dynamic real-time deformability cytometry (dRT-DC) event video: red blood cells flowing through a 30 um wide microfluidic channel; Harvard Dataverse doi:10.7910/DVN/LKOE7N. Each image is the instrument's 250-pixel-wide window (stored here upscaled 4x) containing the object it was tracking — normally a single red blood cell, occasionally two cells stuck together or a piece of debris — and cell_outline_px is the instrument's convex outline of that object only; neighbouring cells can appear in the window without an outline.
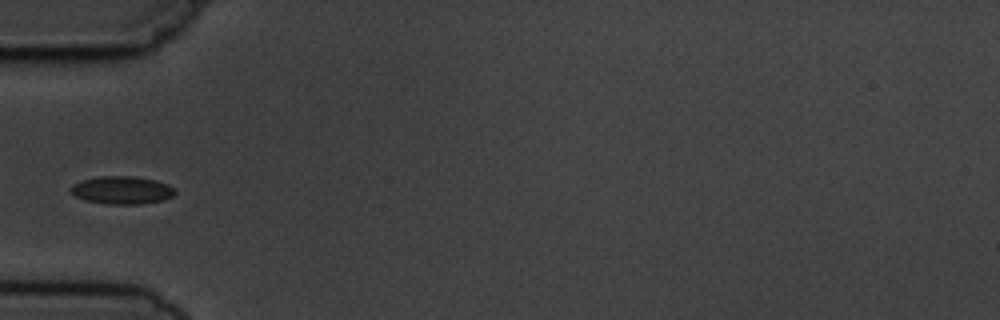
{"species": "common noctule bat (a hibernating species)", "species_latin": "Nyctalus noctula", "temperature_condition": "cold", "stored_images_in_passage": 6, "camera_frame_rate_fps": 3000, "um_per_image_px": 0.085, "animal": {"sex": "male", "body_mass_g": 19.5, "forearm_length_mm": 54.6}, "frame": {"image": 1, "passage_image": 4, "time_ms": 3.667, "image_size_px": [1000, 320], "cell_outline_px": [[176, 192], [172, 196], [164, 200], [140, 204], [108, 204], [88, 200], [76, 196], [68, 188], [72, 184], [80, 180], [100, 176], [136, 176], [156, 180], [168, 184], [176, 188]], "centroid_in_image_um": [10.39, 16.15], "position_along_channel_um": 74.6, "area_um2": 17.05}}
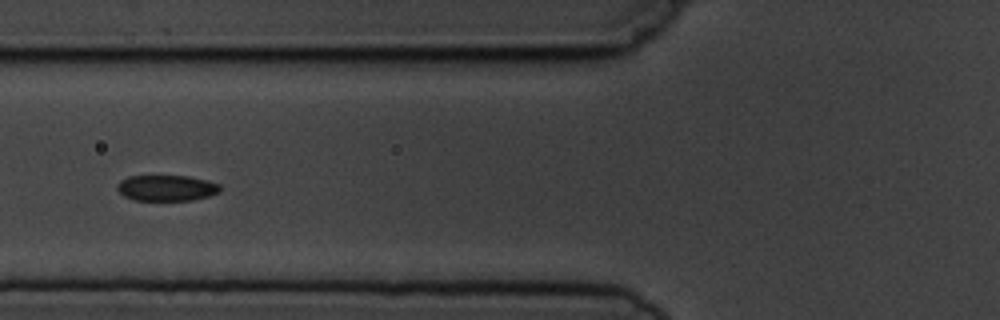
{"frame": {"image": 2, "passage_image": 5, "time_ms": 4.667, "image_size_px": [1000, 320], "cell_outline_px": [[220, 192], [208, 196], [192, 200], [132, 200], [124, 196], [116, 188], [116, 184], [120, 180], [128, 176], [188, 176], [208, 180], [220, 184]], "centroid_in_image_um": [14.14, 15.97], "position_along_channel_um": 111.7, "area_um2": 15.61}}
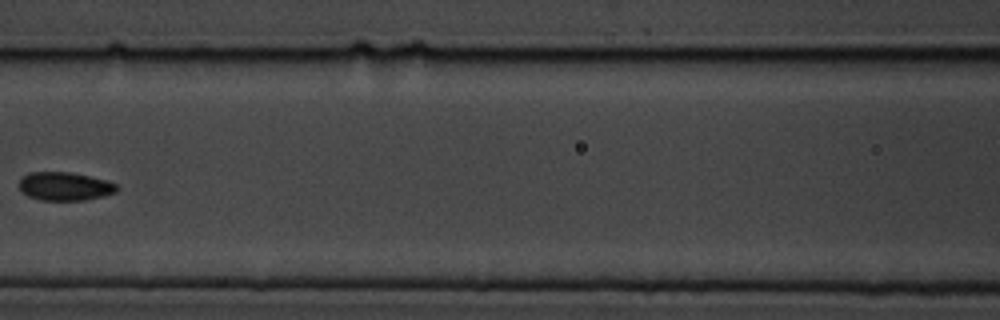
{"frame": {"image": 3, "passage_image": 6, "time_ms": 6.0, "image_size_px": [1000, 320], "cell_outline_px": [[120, 188], [116, 192], [104, 196], [84, 200], [40, 200], [28, 196], [20, 192], [20, 180], [28, 172], [68, 172], [108, 180], [116, 184]], "centroid_in_image_um": [5.52, 15.84], "position_along_channel_um": 161.1, "area_um2": 16.24}}